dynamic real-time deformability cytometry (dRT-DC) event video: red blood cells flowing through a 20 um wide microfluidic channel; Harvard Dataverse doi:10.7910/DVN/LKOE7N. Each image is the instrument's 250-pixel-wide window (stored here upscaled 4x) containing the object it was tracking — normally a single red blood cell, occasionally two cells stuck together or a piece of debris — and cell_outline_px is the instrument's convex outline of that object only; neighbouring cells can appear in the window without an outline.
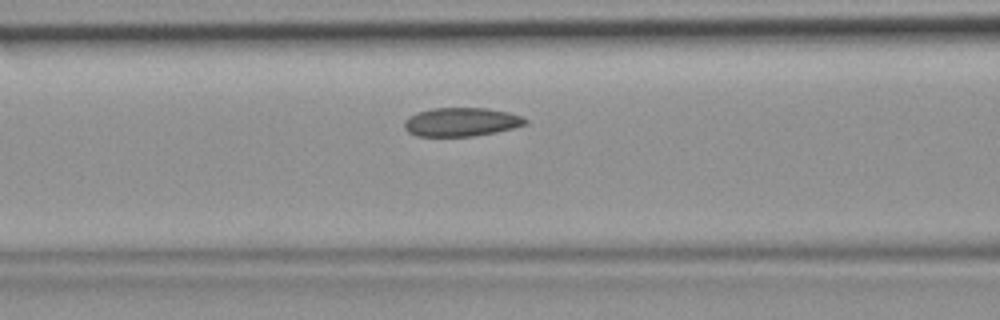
{"species": "common noctule bat (a hibernating species)", "species_latin": "Nyctalus noctula", "temperature_condition": "room temperature", "stored_images_in_passage": 39, "camera_frame_rate_fps": 3000, "um_per_image_px": 0.085, "animal": {"sex": "female", "body_mass_g": 19.9}, "frame": {"image": 1, "passage_image": 12, "time_ms": 3.667, "image_size_px": [1000, 320], "cell_outline_px": [[528, 124], [496, 132], [476, 136], [416, 136], [408, 132], [404, 128], [404, 120], [408, 116], [416, 112], [432, 108], [488, 108], [508, 112], [520, 116], [528, 120]], "centroid_in_image_um": [39.18, 10.37], "position_along_channel_um": 127.4, "area_um2": 20.4}}
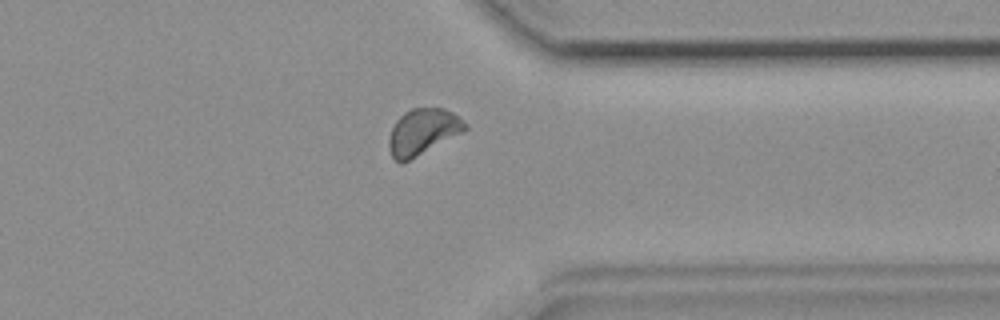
{"frame": {"image": 2, "passage_image": 29, "time_ms": 9.333, "image_size_px": [1000, 320], "cell_outline_px": [[468, 128], [464, 132], [400, 164], [392, 156], [388, 148], [388, 136], [396, 120], [404, 112], [412, 108], [444, 108], [452, 112], [464, 120], [468, 124]], "centroid_in_image_um": [35.94, 11.19], "position_along_channel_um": 375.5, "area_um2": 20.46}}
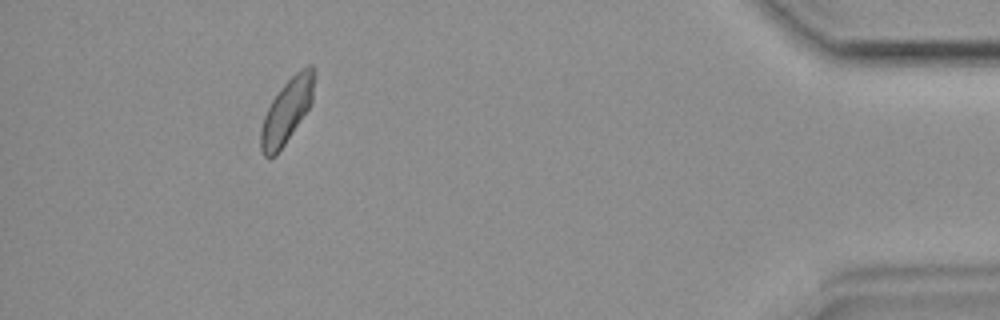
{"frame": {"image": 3, "passage_image": 35, "time_ms": 11.333, "image_size_px": [1000, 320], "cell_outline_px": [[312, 100], [308, 108], [276, 156], [264, 156], [260, 148], [260, 128], [264, 116], [272, 100], [280, 88], [300, 68], [308, 64], [312, 64]], "centroid_in_image_um": [24.32, 9.45], "position_along_channel_um": 410.9, "area_um2": 19.31}}